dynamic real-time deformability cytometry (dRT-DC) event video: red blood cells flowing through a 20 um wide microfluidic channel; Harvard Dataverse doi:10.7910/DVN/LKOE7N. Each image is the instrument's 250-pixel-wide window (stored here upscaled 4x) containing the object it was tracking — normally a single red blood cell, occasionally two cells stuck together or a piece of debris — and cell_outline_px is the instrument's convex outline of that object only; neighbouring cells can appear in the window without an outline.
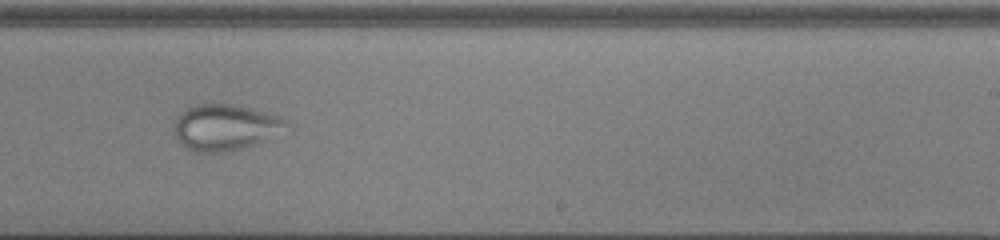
{"species": "common noctule bat (a hibernating species)", "species_latin": "Nyctalus noctula", "temperature_condition": "cold", "stored_images_in_passage": 50, "camera_frame_rate_fps": 3000, "um_per_image_px": 0.085, "animal": {"sex": "male", "body_mass_g": 13.0, "forearm_length_mm": 53.1}, "frame": {"image": 1, "passage_image": 35, "time_ms": 11.333, "image_size_px": [1000, 240], "cell_outline_px": [[292, 124], [264, 140], [256, 144], [244, 148], [228, 152], [196, 152], [188, 148], [176, 136], [172, 128], [172, 124], [176, 116], [180, 112], [196, 104], [232, 104], [252, 108], [280, 116], [288, 120]], "centroid_in_image_um": [19.13, 10.81], "position_along_channel_um": 269.9, "area_um2": 30.23}}
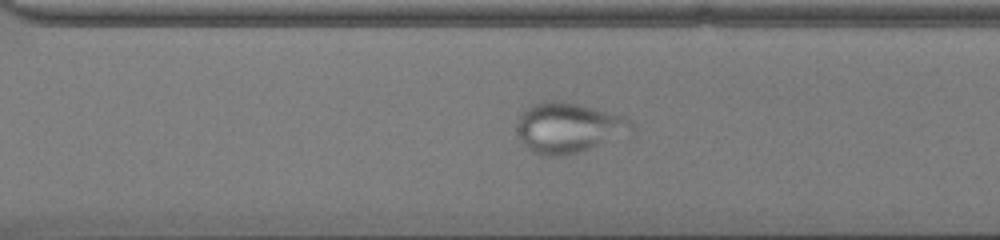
{"frame": {"image": 2, "passage_image": 39, "time_ms": 12.667, "image_size_px": [1000, 240], "cell_outline_px": [[636, 132], [632, 136], [584, 152], [560, 156], [540, 156], [532, 152], [520, 140], [516, 132], [516, 124], [524, 108], [532, 104], [544, 100], [564, 100], [624, 116], [632, 124]], "centroid_in_image_um": [48.38, 10.88], "position_along_channel_um": 322.2, "area_um2": 34.97}}